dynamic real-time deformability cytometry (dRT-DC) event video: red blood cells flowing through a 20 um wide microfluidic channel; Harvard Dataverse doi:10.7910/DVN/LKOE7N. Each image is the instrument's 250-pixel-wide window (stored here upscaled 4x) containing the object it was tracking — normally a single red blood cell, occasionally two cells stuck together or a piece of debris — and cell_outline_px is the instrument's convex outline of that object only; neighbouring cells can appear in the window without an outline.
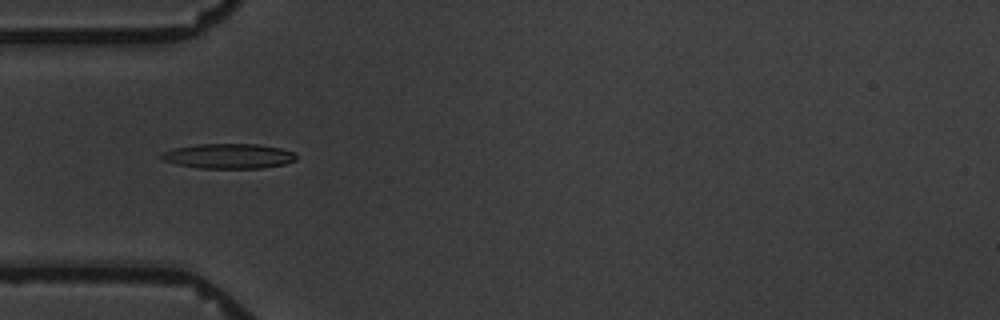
{"species": "common noctule bat (a hibernating species)", "species_latin": "Nyctalus noctula", "temperature_condition": "warm", "stored_images_in_passage": 59, "camera_frame_rate_fps": 3000, "um_per_image_px": 0.085, "animal": {"sex": "male", "body_mass_g": 19.5, "forearm_length_mm": 54.6}, "frame": {"image": 1, "passage_image": 18, "time_ms": 5.667, "image_size_px": [1000, 320], "cell_outline_px": [[296, 160], [284, 164], [260, 168], [200, 168], [176, 164], [164, 160], [160, 156], [164, 152], [176, 148], [196, 144], [256, 144], [280, 148], [296, 152]], "centroid_in_image_um": [19.47, 13.26], "position_along_channel_um": 65.5, "area_um2": 19.42}}
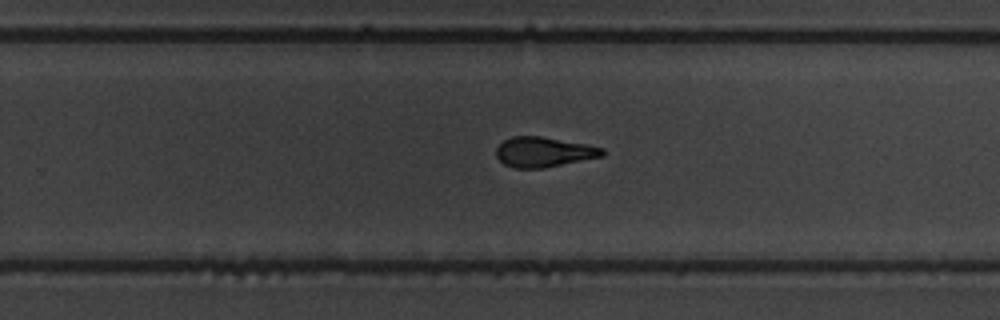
{"frame": {"image": 2, "passage_image": 37, "time_ms": 12.0, "image_size_px": [1000, 320], "cell_outline_px": [[604, 156], [544, 168], [512, 168], [504, 164], [496, 156], [496, 148], [504, 140], [512, 136], [540, 136], [584, 144], [604, 148]], "centroid_in_image_um": [46.2, 12.93], "position_along_channel_um": 283.6, "area_um2": 18.5}}
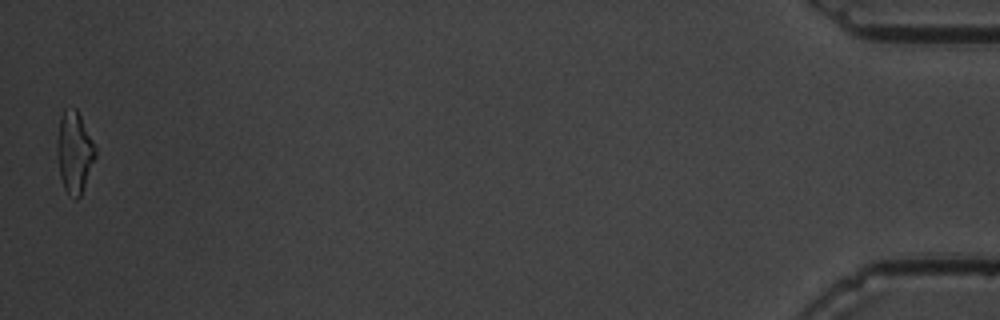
{"frame": {"image": 3, "passage_image": 58, "time_ms": 19.0, "image_size_px": [1000, 320], "cell_outline_px": [[96, 156], [80, 196], [76, 200], [64, 188], [60, 176], [56, 152], [56, 140], [60, 116], [64, 108], [76, 108], [96, 148]], "centroid_in_image_um": [6.29, 12.91], "position_along_channel_um": 428.9, "area_um2": 18.09}, "authors_computed_cell_mechanics": {"area_um2": 18.6694, "velocity_mm_per_s": 3.4428, "shape_relaxation_time_tau1_ms": 4.4241, "shape_relaxation_time_tau2_ms": 2.1541, "deformation_change_tau1": 0.1596, "deformation_change_tau2": 0.1156}}